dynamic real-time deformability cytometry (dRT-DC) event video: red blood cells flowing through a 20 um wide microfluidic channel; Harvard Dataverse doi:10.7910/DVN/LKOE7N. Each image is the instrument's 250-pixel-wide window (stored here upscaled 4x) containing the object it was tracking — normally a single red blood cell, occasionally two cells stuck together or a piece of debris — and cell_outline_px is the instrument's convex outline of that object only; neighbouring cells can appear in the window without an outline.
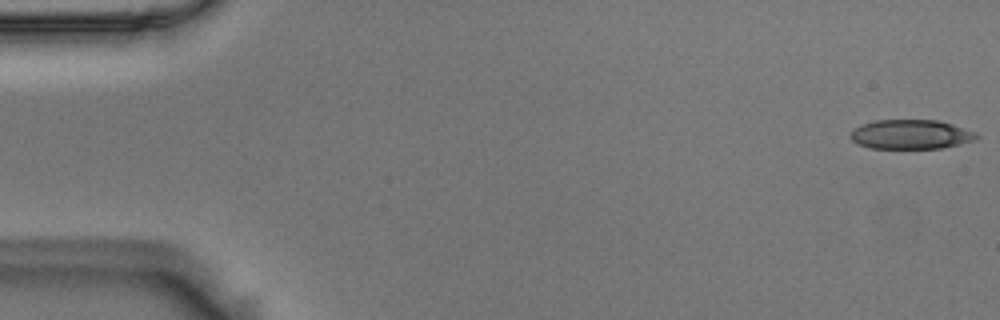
{"species": "Egyptian fruit bat (a non-hibernating species)", "species_latin": "Rousettus aegyptiacus", "temperature_condition": "room temperature", "stored_images_in_passage": 54, "camera_frame_rate_fps": 3000, "um_per_image_px": 0.085, "animal": {"sex": "male"}, "frame": {"image": 1, "passage_image": 1, "time_ms": 0.0, "image_size_px": [1000, 320], "cell_outline_px": [[980, 136], [976, 140], [960, 144], [940, 148], [868, 148], [852, 140], [848, 136], [860, 124], [876, 120], [940, 120], [976, 132]], "centroid_in_image_um": [77.44, 11.42], "position_along_channel_um": 7.6, "area_um2": 21.62}}
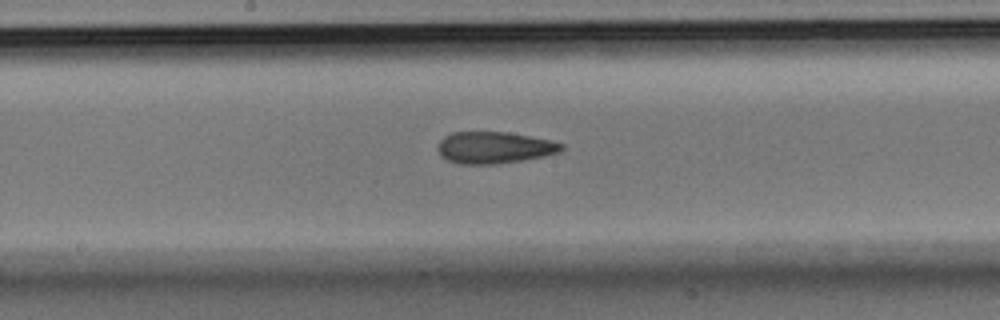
{"frame": {"image": 2, "passage_image": 28, "time_ms": 9.0, "image_size_px": [1000, 320], "cell_outline_px": [[564, 148], [560, 152], [544, 156], [524, 160], [496, 164], [460, 164], [448, 160], [440, 156], [436, 148], [440, 140], [444, 136], [452, 132], [508, 132], [552, 140], [564, 144]], "centroid_in_image_um": [42.01, 12.54], "position_along_channel_um": 206.2, "area_um2": 23.12}}
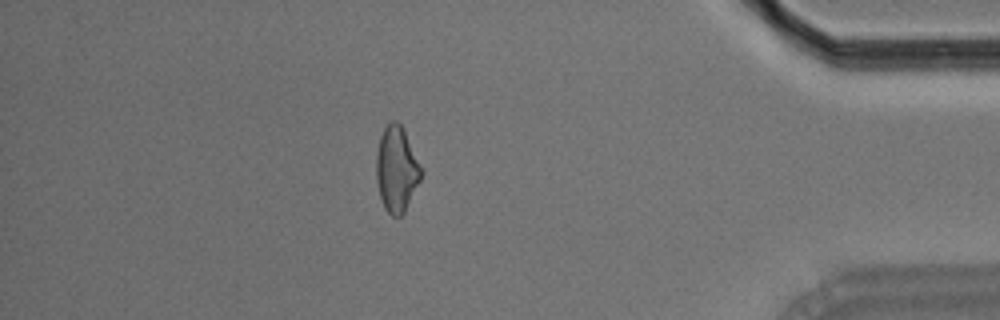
{"frame": {"image": 3, "passage_image": 47, "time_ms": 15.333, "image_size_px": [1000, 320], "cell_outline_px": [[424, 172], [404, 212], [400, 216], [392, 216], [384, 208], [380, 196], [376, 180], [376, 152], [380, 136], [384, 128], [392, 120], [396, 120], [404, 128]], "centroid_in_image_um": [33.71, 14.35], "position_along_channel_um": 401.5, "area_um2": 22.48}}